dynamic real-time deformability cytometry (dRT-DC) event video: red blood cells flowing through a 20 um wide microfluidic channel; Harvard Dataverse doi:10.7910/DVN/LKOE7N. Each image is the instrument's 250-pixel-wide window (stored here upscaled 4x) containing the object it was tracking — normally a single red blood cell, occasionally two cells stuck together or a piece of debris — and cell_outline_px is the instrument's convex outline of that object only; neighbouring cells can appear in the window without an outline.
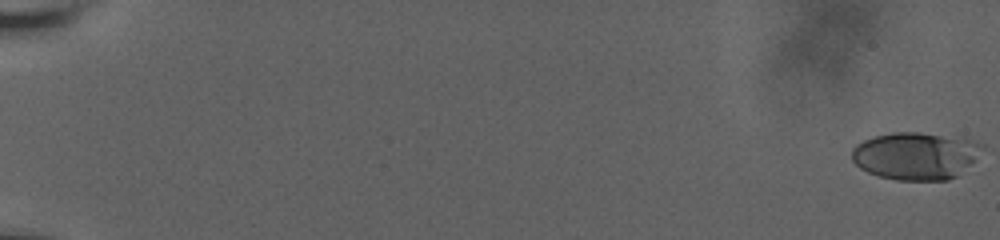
{"species": "human", "species_latin": "Homo sapiens", "temperature_condition": "room temperature", "stored_images_in_passage": 18, "camera_frame_rate_fps": 3000, "um_per_image_px": 0.085, "donor": {"sex": "male"}, "frame": {"image": 1, "passage_image": 1, "time_ms": 0.0, "image_size_px": [1000, 240], "cell_outline_px": [[984, 148], [956, 176], [948, 180], [896, 180], [880, 176], [868, 172], [860, 168], [852, 160], [852, 148], [856, 144], [872, 136], [892, 132], [920, 132], [964, 136], [984, 144]], "centroid_in_image_um": [77.83, 13.2], "position_along_channel_um": 7.2, "area_um2": 36.36}}